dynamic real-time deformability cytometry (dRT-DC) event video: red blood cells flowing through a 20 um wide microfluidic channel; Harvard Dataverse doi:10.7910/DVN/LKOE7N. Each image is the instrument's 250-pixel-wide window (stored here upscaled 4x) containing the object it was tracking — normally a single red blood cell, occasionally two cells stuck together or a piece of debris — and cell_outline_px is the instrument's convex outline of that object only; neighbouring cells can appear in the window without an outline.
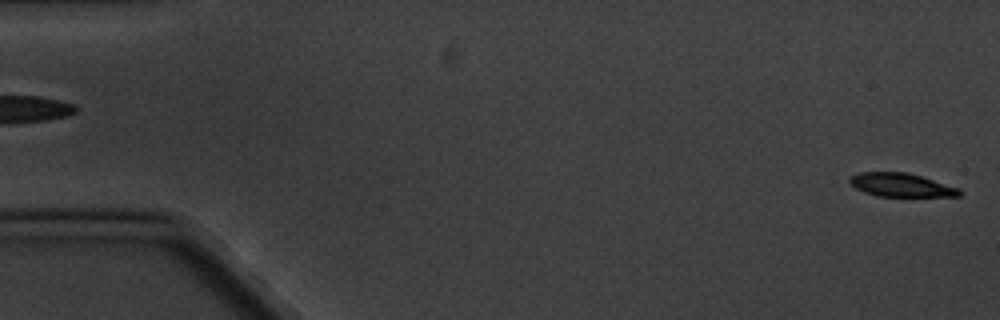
{"species": "common noctule bat (a hibernating species)", "species_latin": "Nyctalus noctula", "temperature_condition": "cold", "stored_images_in_passage": 6, "segment_of_instrument_passage": [2, 2], "camera_frame_rate_fps": 3000, "um_per_image_px": 0.085, "animal": {"sex": "male", "body_mass_g": 20.1, "forearm_length_mm": 53.5}, "frame": {"image": 1, "passage_image": 6, "time_ms": 6.333, "image_size_px": [1000, 320], "cell_outline_px": [[960, 196], [876, 196], [864, 192], [856, 188], [848, 180], [848, 176], [860, 172], [908, 172], [960, 188]], "centroid_in_image_um": [76.56, 15.71], "position_along_channel_um": 8.4, "area_um2": 15.03}}